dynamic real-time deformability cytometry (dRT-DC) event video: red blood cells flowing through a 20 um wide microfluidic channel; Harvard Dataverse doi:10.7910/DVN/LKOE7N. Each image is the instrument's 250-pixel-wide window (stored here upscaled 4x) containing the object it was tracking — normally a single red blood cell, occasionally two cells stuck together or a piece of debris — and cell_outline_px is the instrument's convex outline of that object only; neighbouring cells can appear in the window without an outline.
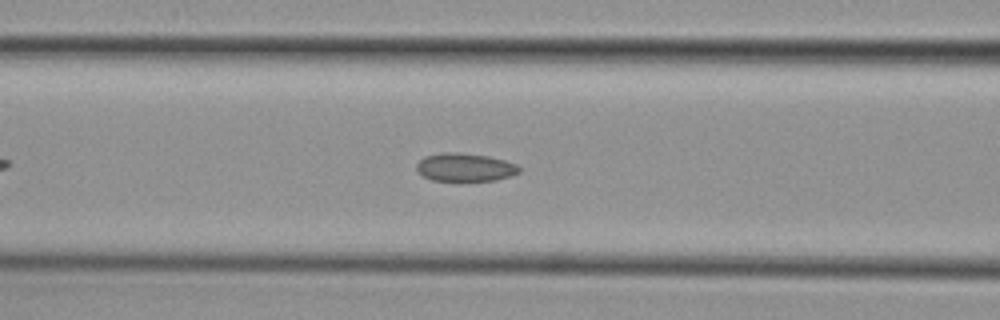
{"species": "common noctule bat (a hibernating species)", "species_latin": "Nyctalus noctula", "temperature_condition": "cold", "stored_images_in_passage": 43, "camera_frame_rate_fps": 3000, "um_per_image_px": 0.085, "animal": {"sex": "female", "body_mass_g": 29.2, "forearm_length_mm": 56.3}, "frame": {"image": 1, "passage_image": 13, "time_ms": 4.0, "image_size_px": [1000, 320], "cell_outline_px": [[520, 172], [512, 176], [496, 180], [432, 180], [424, 176], [416, 168], [416, 164], [424, 156], [440, 152], [460, 152], [488, 156], [504, 160], [516, 164], [520, 168]], "centroid_in_image_um": [39.54, 14.2], "position_along_channel_um": 127.1, "area_um2": 16.82}}
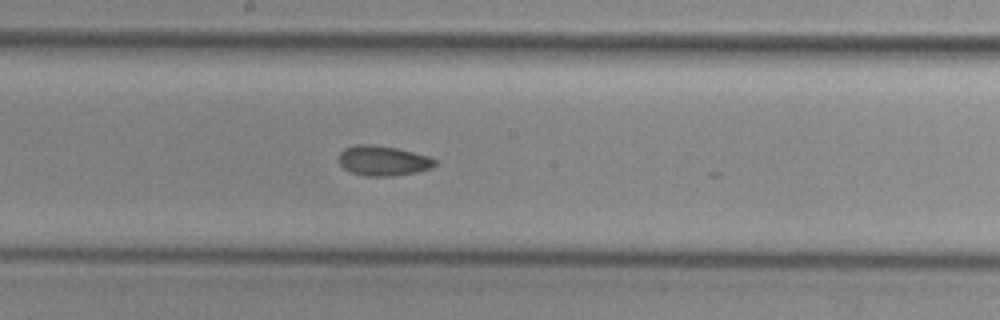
{"frame": {"image": 2, "passage_image": 20, "time_ms": 6.333, "image_size_px": [1000, 320], "cell_outline_px": [[436, 164], [432, 168], [416, 172], [392, 176], [364, 176], [352, 172], [344, 168], [340, 164], [336, 156], [344, 148], [356, 144], [372, 144], [396, 148], [428, 156], [436, 160]], "centroid_in_image_um": [32.52, 13.65], "position_along_channel_um": 215.7, "area_um2": 16.88}}
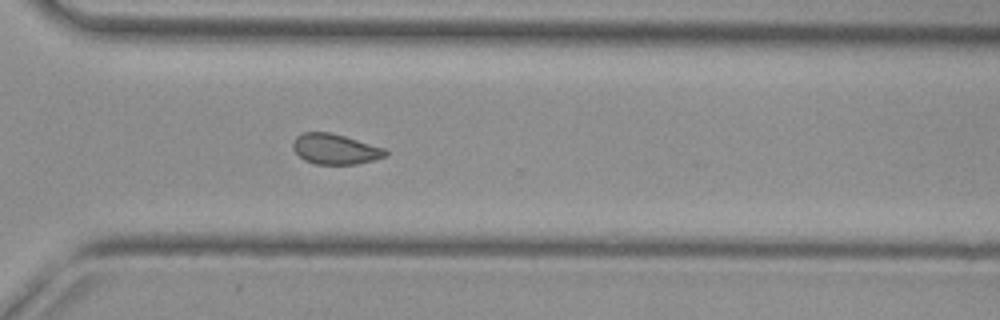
{"frame": {"image": 3, "passage_image": 30, "time_ms": 9.667, "image_size_px": [1000, 320], "cell_outline_px": [[388, 156], [356, 164], [316, 164], [304, 160], [292, 148], [292, 144], [296, 136], [300, 132], [332, 132], [384, 148], [388, 152]], "centroid_in_image_um": [28.47, 12.66], "position_along_channel_um": 342.1, "area_um2": 16.42}}